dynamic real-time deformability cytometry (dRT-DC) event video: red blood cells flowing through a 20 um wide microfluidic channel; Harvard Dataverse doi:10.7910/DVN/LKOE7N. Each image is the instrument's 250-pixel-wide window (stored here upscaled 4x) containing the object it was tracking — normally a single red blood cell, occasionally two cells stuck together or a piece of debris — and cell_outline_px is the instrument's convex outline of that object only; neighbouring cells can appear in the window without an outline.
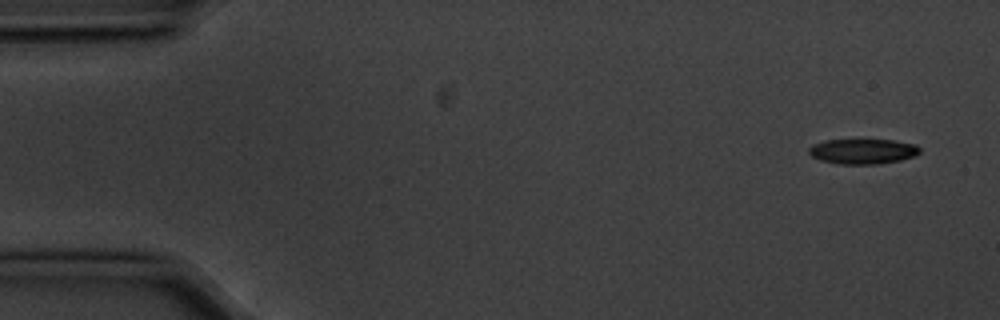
{"species": "common noctule bat (a hibernating species)", "species_latin": "Nyctalus noctula", "temperature_condition": "cold", "stored_images_in_passage": 5, "camera_frame_rate_fps": 3000, "um_per_image_px": 0.085, "animal": {"sex": "male", "body_mass_g": 20.1, "forearm_length_mm": 53.5}, "frame": {"image": 1, "passage_image": 1, "time_ms": 0.0, "image_size_px": [1000, 320], "cell_outline_px": [[920, 152], [916, 156], [900, 160], [876, 164], [840, 164], [820, 160], [812, 156], [808, 152], [808, 148], [812, 144], [824, 140], [860, 136], [892, 140], [916, 144], [920, 148]], "centroid_in_image_um": [73.31, 12.8], "position_along_channel_um": 11.7, "area_um2": 17.28}}
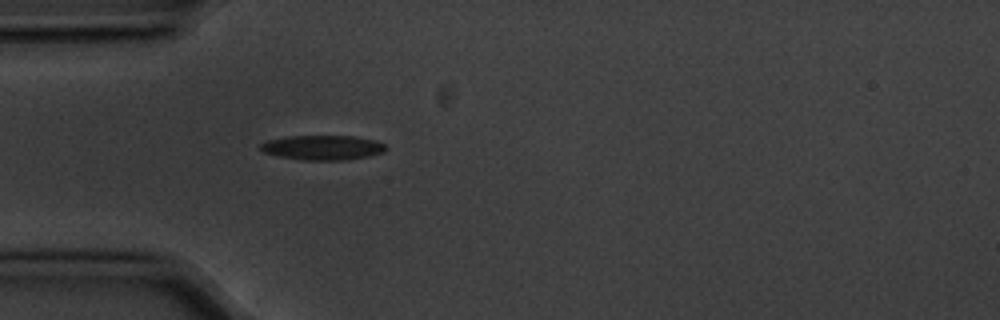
{"frame": {"image": 2, "passage_image": 5, "time_ms": 1.333, "image_size_px": [1000, 320], "cell_outline_px": [[388, 148], [384, 152], [368, 156], [348, 160], [304, 160], [280, 156], [264, 152], [260, 148], [260, 144], [268, 140], [288, 136], [352, 136], [376, 140], [384, 144]], "centroid_in_image_um": [27.46, 12.54], "position_along_channel_um": 57.5, "area_um2": 17.98}}